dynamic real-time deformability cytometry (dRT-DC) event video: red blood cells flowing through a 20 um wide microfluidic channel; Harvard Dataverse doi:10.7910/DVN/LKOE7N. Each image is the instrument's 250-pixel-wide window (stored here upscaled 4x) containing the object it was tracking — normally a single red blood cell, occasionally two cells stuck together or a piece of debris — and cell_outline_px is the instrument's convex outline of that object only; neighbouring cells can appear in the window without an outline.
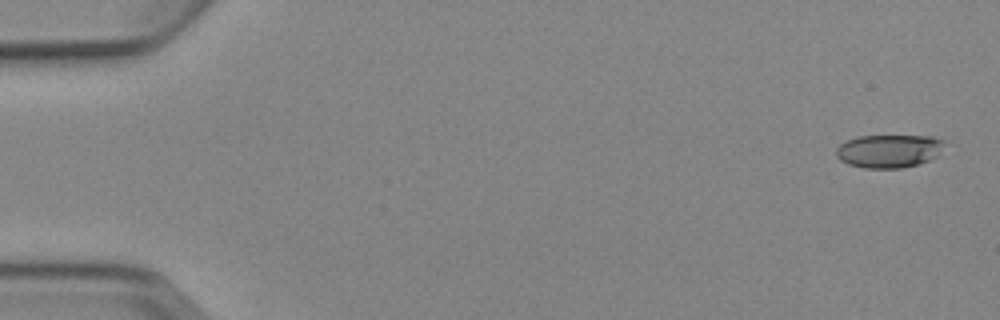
{"species": "Egyptian fruit bat (a non-hibernating species)", "species_latin": "Rousettus aegyptiacus", "temperature_condition": "cold", "stored_images_in_passage": 5, "camera_frame_rate_fps": 3000, "um_per_image_px": 0.085, "animal": {"sex": "female"}, "frame": {"image": 1, "passage_image": 1, "time_ms": 0.0, "image_size_px": [1000, 320], "cell_outline_px": [[944, 140], [936, 156], [920, 164], [900, 168], [864, 168], [848, 164], [840, 160], [836, 156], [836, 148], [840, 144], [848, 140], [860, 136], [932, 136]], "centroid_in_image_um": [75.52, 12.84], "position_along_channel_um": 9.5, "area_um2": 20.75}}
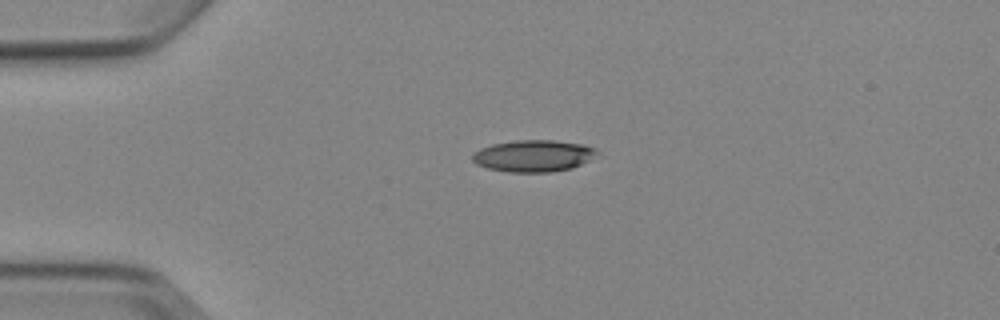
{"frame": {"image": 2, "passage_image": 4, "time_ms": 3.667, "image_size_px": [1000, 320], "cell_outline_px": [[600, 152], [588, 160], [572, 168], [552, 172], [508, 172], [488, 168], [476, 164], [472, 160], [472, 156], [480, 148], [492, 144], [516, 140], [552, 140], [584, 144], [596, 148]], "centroid_in_image_um": [45.35, 13.24], "position_along_channel_um": 39.6, "area_um2": 23.06}}